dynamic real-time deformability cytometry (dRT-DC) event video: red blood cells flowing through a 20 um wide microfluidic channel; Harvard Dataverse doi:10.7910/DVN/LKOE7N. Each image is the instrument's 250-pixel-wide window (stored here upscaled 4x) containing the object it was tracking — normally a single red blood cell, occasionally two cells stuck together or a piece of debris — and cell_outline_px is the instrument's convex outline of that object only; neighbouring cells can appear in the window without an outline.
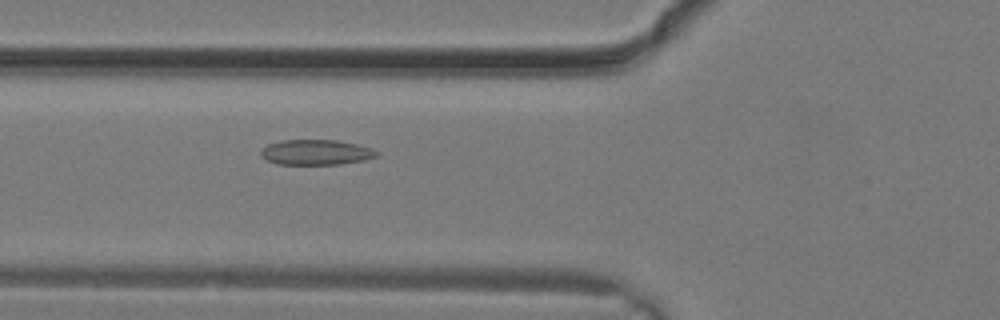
{"species": "common noctule bat (a hibernating species)", "species_latin": "Nyctalus noctula", "temperature_condition": "warm", "stored_images_in_passage": 12, "camera_frame_rate_fps": 3000, "um_per_image_px": 0.085, "animal": {"sex": "male", "body_mass_g": 19.2, "forearm_length_mm": 51.8}, "frame": {"image": 1, "passage_image": 12, "time_ms": 3.667, "image_size_px": [1000, 320], "cell_outline_px": [[380, 152], [376, 156], [364, 160], [340, 164], [276, 164], [260, 156], [260, 152], [268, 144], [280, 140], [336, 140], [356, 144], [372, 148]], "centroid_in_image_um": [26.86, 12.94], "position_along_channel_um": 98.9, "area_um2": 16.99}}